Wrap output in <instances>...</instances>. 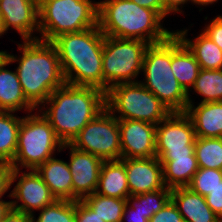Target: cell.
Listing matches in <instances>:
<instances>
[{"mask_svg": "<svg viewBox=\"0 0 222 222\" xmlns=\"http://www.w3.org/2000/svg\"><path fill=\"white\" fill-rule=\"evenodd\" d=\"M196 134L185 112H171L156 126V157L195 155Z\"/></svg>", "mask_w": 222, "mask_h": 222, "instance_id": "8fae6325", "label": "cell"}, {"mask_svg": "<svg viewBox=\"0 0 222 222\" xmlns=\"http://www.w3.org/2000/svg\"><path fill=\"white\" fill-rule=\"evenodd\" d=\"M122 216V222H124L125 216H128L126 219L129 222H149L143 213L129 206V203H126Z\"/></svg>", "mask_w": 222, "mask_h": 222, "instance_id": "74e56055", "label": "cell"}, {"mask_svg": "<svg viewBox=\"0 0 222 222\" xmlns=\"http://www.w3.org/2000/svg\"><path fill=\"white\" fill-rule=\"evenodd\" d=\"M40 211L37 219L31 215V222H76L75 201L55 200Z\"/></svg>", "mask_w": 222, "mask_h": 222, "instance_id": "f546056e", "label": "cell"}, {"mask_svg": "<svg viewBox=\"0 0 222 222\" xmlns=\"http://www.w3.org/2000/svg\"><path fill=\"white\" fill-rule=\"evenodd\" d=\"M145 82L151 91L171 112H185L188 93L179 84L171 69V36L160 43L149 44L142 65Z\"/></svg>", "mask_w": 222, "mask_h": 222, "instance_id": "5b68a950", "label": "cell"}, {"mask_svg": "<svg viewBox=\"0 0 222 222\" xmlns=\"http://www.w3.org/2000/svg\"><path fill=\"white\" fill-rule=\"evenodd\" d=\"M171 200L185 222H222L206 202L204 196L188 187L171 189Z\"/></svg>", "mask_w": 222, "mask_h": 222, "instance_id": "e0dca14e", "label": "cell"}, {"mask_svg": "<svg viewBox=\"0 0 222 222\" xmlns=\"http://www.w3.org/2000/svg\"><path fill=\"white\" fill-rule=\"evenodd\" d=\"M44 103L50 107L39 112L63 144H70L83 127L106 108L103 90L66 83L55 89Z\"/></svg>", "mask_w": 222, "mask_h": 222, "instance_id": "7a4b0ae2", "label": "cell"}, {"mask_svg": "<svg viewBox=\"0 0 222 222\" xmlns=\"http://www.w3.org/2000/svg\"><path fill=\"white\" fill-rule=\"evenodd\" d=\"M121 158H149L156 156V126L152 123L118 119Z\"/></svg>", "mask_w": 222, "mask_h": 222, "instance_id": "7c38bea8", "label": "cell"}, {"mask_svg": "<svg viewBox=\"0 0 222 222\" xmlns=\"http://www.w3.org/2000/svg\"><path fill=\"white\" fill-rule=\"evenodd\" d=\"M171 69L179 84L188 93L198 76L200 66L194 54L182 42L176 33L171 35Z\"/></svg>", "mask_w": 222, "mask_h": 222, "instance_id": "ffe728a7", "label": "cell"}, {"mask_svg": "<svg viewBox=\"0 0 222 222\" xmlns=\"http://www.w3.org/2000/svg\"><path fill=\"white\" fill-rule=\"evenodd\" d=\"M171 199V189L164 188L153 192L130 195L127 198V203L134 209H137L145 215L149 220L154 214L162 209L166 203ZM133 200V201H131Z\"/></svg>", "mask_w": 222, "mask_h": 222, "instance_id": "f1b7e54d", "label": "cell"}, {"mask_svg": "<svg viewBox=\"0 0 222 222\" xmlns=\"http://www.w3.org/2000/svg\"><path fill=\"white\" fill-rule=\"evenodd\" d=\"M98 25V2L46 0L39 5V40L51 42L64 33L80 32Z\"/></svg>", "mask_w": 222, "mask_h": 222, "instance_id": "8992f818", "label": "cell"}, {"mask_svg": "<svg viewBox=\"0 0 222 222\" xmlns=\"http://www.w3.org/2000/svg\"><path fill=\"white\" fill-rule=\"evenodd\" d=\"M0 222H31V215L11 209Z\"/></svg>", "mask_w": 222, "mask_h": 222, "instance_id": "f35d334b", "label": "cell"}, {"mask_svg": "<svg viewBox=\"0 0 222 222\" xmlns=\"http://www.w3.org/2000/svg\"><path fill=\"white\" fill-rule=\"evenodd\" d=\"M20 169H12L9 163L0 162V200L11 188L10 186L19 179Z\"/></svg>", "mask_w": 222, "mask_h": 222, "instance_id": "d6a6232c", "label": "cell"}, {"mask_svg": "<svg viewBox=\"0 0 222 222\" xmlns=\"http://www.w3.org/2000/svg\"><path fill=\"white\" fill-rule=\"evenodd\" d=\"M161 20L156 11L130 0L98 2V26L104 36L160 43L175 33L163 28Z\"/></svg>", "mask_w": 222, "mask_h": 222, "instance_id": "277c9868", "label": "cell"}, {"mask_svg": "<svg viewBox=\"0 0 222 222\" xmlns=\"http://www.w3.org/2000/svg\"><path fill=\"white\" fill-rule=\"evenodd\" d=\"M13 112L0 111V162L11 163L18 145V131L22 118Z\"/></svg>", "mask_w": 222, "mask_h": 222, "instance_id": "d4e9b609", "label": "cell"}, {"mask_svg": "<svg viewBox=\"0 0 222 222\" xmlns=\"http://www.w3.org/2000/svg\"><path fill=\"white\" fill-rule=\"evenodd\" d=\"M195 155L199 168L222 170V138L196 137Z\"/></svg>", "mask_w": 222, "mask_h": 222, "instance_id": "4316f807", "label": "cell"}, {"mask_svg": "<svg viewBox=\"0 0 222 222\" xmlns=\"http://www.w3.org/2000/svg\"><path fill=\"white\" fill-rule=\"evenodd\" d=\"M190 1L197 5L207 6L209 4H213L214 2H217L218 0H190Z\"/></svg>", "mask_w": 222, "mask_h": 222, "instance_id": "b9f144b4", "label": "cell"}, {"mask_svg": "<svg viewBox=\"0 0 222 222\" xmlns=\"http://www.w3.org/2000/svg\"><path fill=\"white\" fill-rule=\"evenodd\" d=\"M29 171L21 173L9 197L22 202L18 205V201H11L12 209L32 215L34 210H41L57 199L44 183L41 175L34 169Z\"/></svg>", "mask_w": 222, "mask_h": 222, "instance_id": "5bb4252c", "label": "cell"}, {"mask_svg": "<svg viewBox=\"0 0 222 222\" xmlns=\"http://www.w3.org/2000/svg\"><path fill=\"white\" fill-rule=\"evenodd\" d=\"M149 222H185L177 207L170 199L166 205L154 214Z\"/></svg>", "mask_w": 222, "mask_h": 222, "instance_id": "1f68e13d", "label": "cell"}, {"mask_svg": "<svg viewBox=\"0 0 222 222\" xmlns=\"http://www.w3.org/2000/svg\"><path fill=\"white\" fill-rule=\"evenodd\" d=\"M185 113L190 117L196 137L222 138V101L199 103L194 106L192 100H188Z\"/></svg>", "mask_w": 222, "mask_h": 222, "instance_id": "d6986e66", "label": "cell"}, {"mask_svg": "<svg viewBox=\"0 0 222 222\" xmlns=\"http://www.w3.org/2000/svg\"><path fill=\"white\" fill-rule=\"evenodd\" d=\"M203 32L222 50V16L214 18Z\"/></svg>", "mask_w": 222, "mask_h": 222, "instance_id": "e575fe53", "label": "cell"}, {"mask_svg": "<svg viewBox=\"0 0 222 222\" xmlns=\"http://www.w3.org/2000/svg\"><path fill=\"white\" fill-rule=\"evenodd\" d=\"M141 7L156 11L162 18L166 17V6L164 0H130Z\"/></svg>", "mask_w": 222, "mask_h": 222, "instance_id": "8d00e7d4", "label": "cell"}, {"mask_svg": "<svg viewBox=\"0 0 222 222\" xmlns=\"http://www.w3.org/2000/svg\"><path fill=\"white\" fill-rule=\"evenodd\" d=\"M70 145L103 161L121 159L118 119L105 108L83 127Z\"/></svg>", "mask_w": 222, "mask_h": 222, "instance_id": "30bf717a", "label": "cell"}, {"mask_svg": "<svg viewBox=\"0 0 222 222\" xmlns=\"http://www.w3.org/2000/svg\"><path fill=\"white\" fill-rule=\"evenodd\" d=\"M22 56L3 51L13 63L18 61L16 72L26 99L36 108L44 104L51 93L65 84L57 50L51 42L25 40L18 44Z\"/></svg>", "mask_w": 222, "mask_h": 222, "instance_id": "3957f363", "label": "cell"}, {"mask_svg": "<svg viewBox=\"0 0 222 222\" xmlns=\"http://www.w3.org/2000/svg\"><path fill=\"white\" fill-rule=\"evenodd\" d=\"M83 201L105 222H122L127 199L112 198L93 193Z\"/></svg>", "mask_w": 222, "mask_h": 222, "instance_id": "484cf974", "label": "cell"}, {"mask_svg": "<svg viewBox=\"0 0 222 222\" xmlns=\"http://www.w3.org/2000/svg\"><path fill=\"white\" fill-rule=\"evenodd\" d=\"M12 64L2 53L0 55V111H24L31 113L36 108L26 99L18 79L17 72L9 71L5 67Z\"/></svg>", "mask_w": 222, "mask_h": 222, "instance_id": "ac0fdd59", "label": "cell"}, {"mask_svg": "<svg viewBox=\"0 0 222 222\" xmlns=\"http://www.w3.org/2000/svg\"><path fill=\"white\" fill-rule=\"evenodd\" d=\"M106 108L117 119L152 123L163 121L171 111L140 82L120 83L105 92ZM120 115H115V113Z\"/></svg>", "mask_w": 222, "mask_h": 222, "instance_id": "ba28073f", "label": "cell"}, {"mask_svg": "<svg viewBox=\"0 0 222 222\" xmlns=\"http://www.w3.org/2000/svg\"><path fill=\"white\" fill-rule=\"evenodd\" d=\"M12 209L11 201H3L0 200V221L4 219V217L8 214V212Z\"/></svg>", "mask_w": 222, "mask_h": 222, "instance_id": "60d3db41", "label": "cell"}, {"mask_svg": "<svg viewBox=\"0 0 222 222\" xmlns=\"http://www.w3.org/2000/svg\"><path fill=\"white\" fill-rule=\"evenodd\" d=\"M38 5L42 4L46 0H34Z\"/></svg>", "mask_w": 222, "mask_h": 222, "instance_id": "ee69618b", "label": "cell"}, {"mask_svg": "<svg viewBox=\"0 0 222 222\" xmlns=\"http://www.w3.org/2000/svg\"><path fill=\"white\" fill-rule=\"evenodd\" d=\"M192 89L200 94L201 103L222 101V69H200Z\"/></svg>", "mask_w": 222, "mask_h": 222, "instance_id": "83f0119b", "label": "cell"}, {"mask_svg": "<svg viewBox=\"0 0 222 222\" xmlns=\"http://www.w3.org/2000/svg\"><path fill=\"white\" fill-rule=\"evenodd\" d=\"M222 181V170L198 168L187 186L193 192L206 196Z\"/></svg>", "mask_w": 222, "mask_h": 222, "instance_id": "4dcf8cb0", "label": "cell"}, {"mask_svg": "<svg viewBox=\"0 0 222 222\" xmlns=\"http://www.w3.org/2000/svg\"><path fill=\"white\" fill-rule=\"evenodd\" d=\"M76 222H105L83 200L75 201Z\"/></svg>", "mask_w": 222, "mask_h": 222, "instance_id": "836d02e7", "label": "cell"}, {"mask_svg": "<svg viewBox=\"0 0 222 222\" xmlns=\"http://www.w3.org/2000/svg\"><path fill=\"white\" fill-rule=\"evenodd\" d=\"M163 166L166 188L187 187L198 171L196 156L157 157Z\"/></svg>", "mask_w": 222, "mask_h": 222, "instance_id": "cb8c5ba5", "label": "cell"}, {"mask_svg": "<svg viewBox=\"0 0 222 222\" xmlns=\"http://www.w3.org/2000/svg\"><path fill=\"white\" fill-rule=\"evenodd\" d=\"M177 31V32H176ZM182 42L194 54L200 69L221 70L222 69V50L216 45L208 35L201 32L195 40L187 39V29L176 30Z\"/></svg>", "mask_w": 222, "mask_h": 222, "instance_id": "603a6c76", "label": "cell"}, {"mask_svg": "<svg viewBox=\"0 0 222 222\" xmlns=\"http://www.w3.org/2000/svg\"><path fill=\"white\" fill-rule=\"evenodd\" d=\"M205 199L211 210L222 219V181L205 196Z\"/></svg>", "mask_w": 222, "mask_h": 222, "instance_id": "d590c367", "label": "cell"}, {"mask_svg": "<svg viewBox=\"0 0 222 222\" xmlns=\"http://www.w3.org/2000/svg\"><path fill=\"white\" fill-rule=\"evenodd\" d=\"M148 46L141 40L104 36L102 69L106 91L116 84L138 82L135 78L142 71Z\"/></svg>", "mask_w": 222, "mask_h": 222, "instance_id": "9c48e42d", "label": "cell"}, {"mask_svg": "<svg viewBox=\"0 0 222 222\" xmlns=\"http://www.w3.org/2000/svg\"><path fill=\"white\" fill-rule=\"evenodd\" d=\"M62 146L63 143L42 113L31 112V115L22 117L17 150L10 166L12 169H20V166L36 170L53 156L56 149L58 152L63 150Z\"/></svg>", "mask_w": 222, "mask_h": 222, "instance_id": "52a82bcc", "label": "cell"}, {"mask_svg": "<svg viewBox=\"0 0 222 222\" xmlns=\"http://www.w3.org/2000/svg\"><path fill=\"white\" fill-rule=\"evenodd\" d=\"M164 1H165V6H166V16L171 12L182 13V10L180 9V7L183 6L187 2H190V0H164Z\"/></svg>", "mask_w": 222, "mask_h": 222, "instance_id": "ab89813d", "label": "cell"}, {"mask_svg": "<svg viewBox=\"0 0 222 222\" xmlns=\"http://www.w3.org/2000/svg\"><path fill=\"white\" fill-rule=\"evenodd\" d=\"M64 148H70L68 164L72 174L73 201L83 200L95 193L104 161L96 155L78 150L70 144H63L62 149Z\"/></svg>", "mask_w": 222, "mask_h": 222, "instance_id": "4fadbf2b", "label": "cell"}, {"mask_svg": "<svg viewBox=\"0 0 222 222\" xmlns=\"http://www.w3.org/2000/svg\"><path fill=\"white\" fill-rule=\"evenodd\" d=\"M95 193L118 199L130 196L125 166L121 159L102 163Z\"/></svg>", "mask_w": 222, "mask_h": 222, "instance_id": "7402d4cb", "label": "cell"}, {"mask_svg": "<svg viewBox=\"0 0 222 222\" xmlns=\"http://www.w3.org/2000/svg\"><path fill=\"white\" fill-rule=\"evenodd\" d=\"M36 171L57 200L73 201L72 174L68 162L51 157Z\"/></svg>", "mask_w": 222, "mask_h": 222, "instance_id": "44dd1931", "label": "cell"}, {"mask_svg": "<svg viewBox=\"0 0 222 222\" xmlns=\"http://www.w3.org/2000/svg\"><path fill=\"white\" fill-rule=\"evenodd\" d=\"M51 43L57 50L66 84L92 86L106 92L102 69L104 34L98 25L61 34Z\"/></svg>", "mask_w": 222, "mask_h": 222, "instance_id": "6da1fadb", "label": "cell"}, {"mask_svg": "<svg viewBox=\"0 0 222 222\" xmlns=\"http://www.w3.org/2000/svg\"><path fill=\"white\" fill-rule=\"evenodd\" d=\"M0 19L4 33L13 27L23 41L38 40L32 36L39 32V5L34 0H0Z\"/></svg>", "mask_w": 222, "mask_h": 222, "instance_id": "9a60e30c", "label": "cell"}, {"mask_svg": "<svg viewBox=\"0 0 222 222\" xmlns=\"http://www.w3.org/2000/svg\"><path fill=\"white\" fill-rule=\"evenodd\" d=\"M4 34V31H3V28H2V25H1V19H0V36H2Z\"/></svg>", "mask_w": 222, "mask_h": 222, "instance_id": "7bdbcfd3", "label": "cell"}, {"mask_svg": "<svg viewBox=\"0 0 222 222\" xmlns=\"http://www.w3.org/2000/svg\"><path fill=\"white\" fill-rule=\"evenodd\" d=\"M124 162L130 195L164 189L163 166L155 157L121 158Z\"/></svg>", "mask_w": 222, "mask_h": 222, "instance_id": "2e32d148", "label": "cell"}]
</instances>
